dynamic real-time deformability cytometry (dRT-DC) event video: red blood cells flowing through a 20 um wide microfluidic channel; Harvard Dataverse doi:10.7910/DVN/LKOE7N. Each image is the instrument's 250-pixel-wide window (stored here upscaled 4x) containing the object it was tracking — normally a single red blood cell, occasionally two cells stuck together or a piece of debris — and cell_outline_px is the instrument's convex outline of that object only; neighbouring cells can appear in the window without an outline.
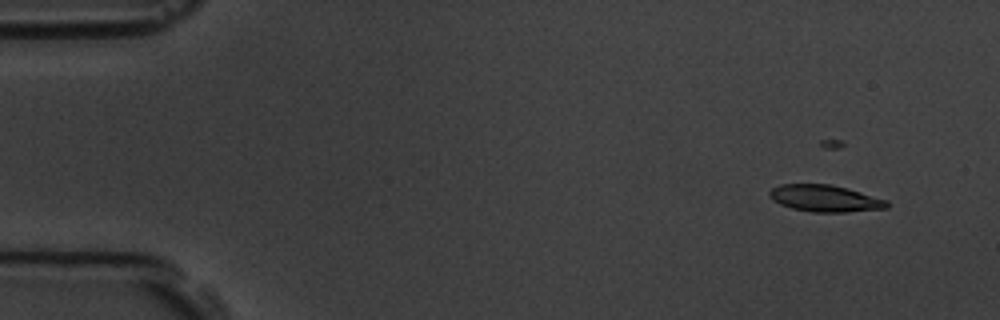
{"species": "common noctule bat (a hibernating species)", "species_latin": "Nyctalus noctula", "temperature_condition": "room temperature", "stored_images_in_passage": 6, "camera_frame_rate_fps": 3000, "um_per_image_px": 0.085, "animal": {"sex": "male", "body_mass_g": 19.5, "forearm_length_mm": 54.6}, "frame": {"image": 1, "passage_image": 1, "time_ms": 0.0, "image_size_px": [1000, 320], "cell_outline_px": [[888, 208], [844, 212], [812, 212], [792, 208], [780, 204], [772, 200], [768, 196], [768, 192], [772, 188], [780, 184], [832, 184], [848, 188], [888, 200]], "centroid_in_image_um": [70.11, 16.85], "position_along_channel_um": 14.9, "area_um2": 18.44}}
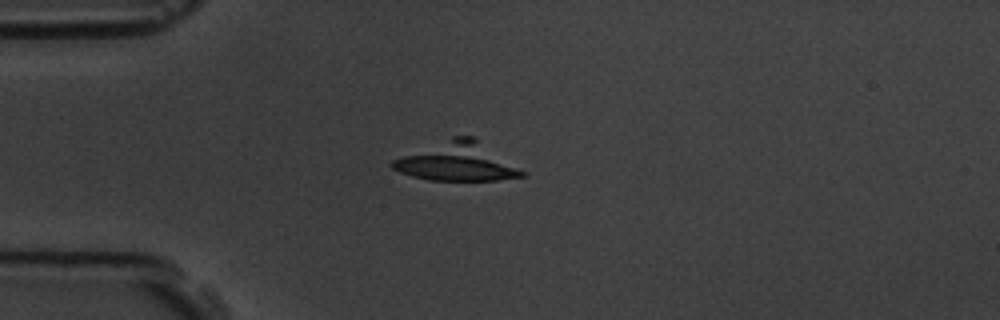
{"frame": {"image": 2, "passage_image": 4, "time_ms": 3.333, "image_size_px": [1000, 320], "cell_outline_px": [[528, 172], [524, 176], [496, 180], [428, 180], [412, 176], [400, 172], [392, 168], [388, 164], [392, 160], [452, 136], [472, 136]], "centroid_in_image_um": [38.88, 13.75], "position_along_channel_um": 46.1, "area_um2": 28.96}}
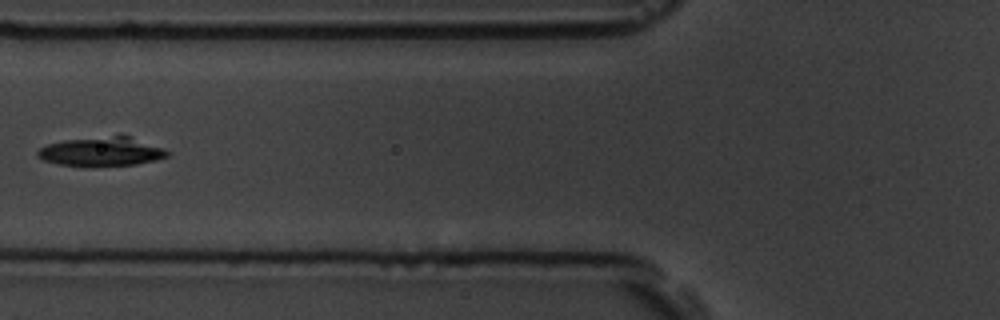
{"frame": {"image": 3, "passage_image": 6, "time_ms": 5.667, "image_size_px": [1000, 320], "cell_outline_px": [[172, 152], [168, 156], [156, 160], [136, 164], [84, 168], [60, 164], [44, 160], [36, 156], [36, 152], [40, 148], [48, 144], [64, 140], [116, 136], [128, 136], [164, 148]], "centroid_in_image_um": [8.63, 12.92], "position_along_channel_um": 117.2, "area_um2": 22.14}}